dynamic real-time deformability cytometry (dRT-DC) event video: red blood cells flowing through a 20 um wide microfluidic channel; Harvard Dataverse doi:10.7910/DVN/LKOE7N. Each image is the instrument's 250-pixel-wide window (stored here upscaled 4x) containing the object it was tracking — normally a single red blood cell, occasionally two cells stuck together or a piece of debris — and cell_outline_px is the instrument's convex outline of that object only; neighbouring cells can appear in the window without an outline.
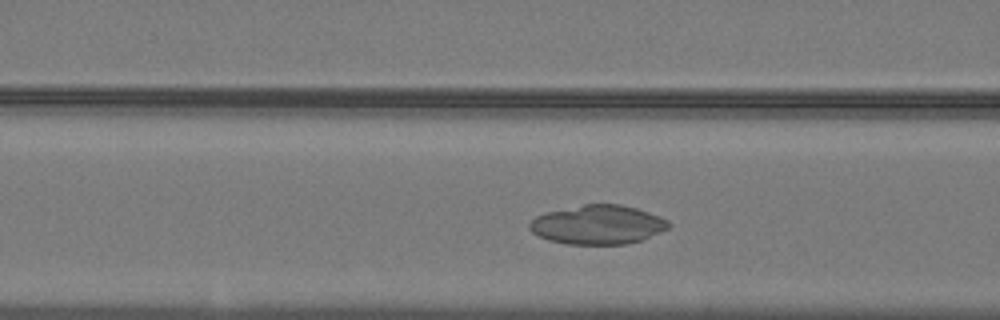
{"species": "common noctule bat (a hibernating species)", "species_latin": "Nyctalus noctula", "temperature_condition": "warm", "stored_images_in_passage": 24, "camera_frame_rate_fps": 3000, "um_per_image_px": 0.085, "animal": {"sex": "male", "body_mass_g": 19.2, "forearm_length_mm": 51.8}, "frame": {"image": 1, "passage_image": 9, "time_ms": 2.667, "image_size_px": [1000, 320], "cell_outline_px": [[672, 224], [668, 228], [644, 240], [628, 244], [568, 244], [548, 240], [532, 232], [528, 228], [528, 224], [536, 216], [548, 212], [584, 204], [620, 204], [636, 208], [660, 216], [668, 220]], "centroid_in_image_um": [50.84, 19.1], "position_along_channel_um": 115.8, "area_um2": 31.73}}
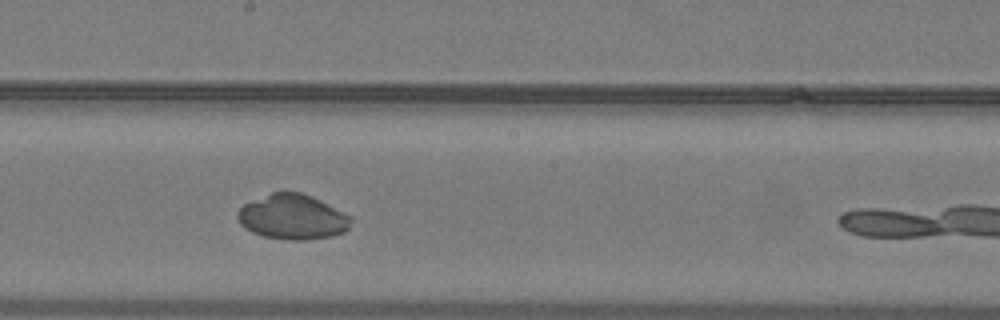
{"frame": {"image": 2, "passage_image": 17, "time_ms": 5.333, "image_size_px": [1000, 320], "cell_outline_px": [[352, 220], [348, 228], [344, 232], [332, 236], [304, 240], [292, 240], [264, 236], [252, 232], [244, 228], [240, 224], [236, 216], [236, 212], [244, 204], [272, 192], [300, 192], [312, 196], [352, 216]], "centroid_in_image_um": [24.86, 18.44], "position_along_channel_um": 223.3, "area_um2": 29.71}}
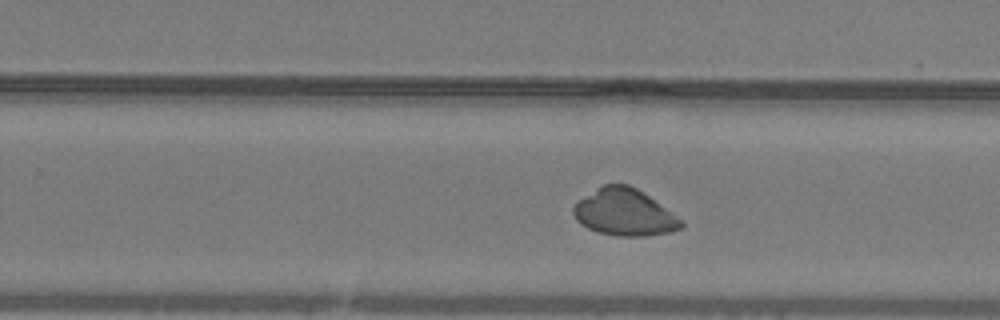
{"frame": {"image": 3, "passage_image": 21, "time_ms": 6.667, "image_size_px": [1000, 320], "cell_outline_px": [[684, 224], [680, 228], [668, 232], [644, 236], [616, 236], [596, 232], [580, 224], [576, 220], [572, 212], [572, 208], [576, 200], [596, 188], [604, 184], [628, 184], [644, 192], [680, 220]], "centroid_in_image_um": [52.98, 18.04], "position_along_channel_um": 276.8, "area_um2": 29.3}}